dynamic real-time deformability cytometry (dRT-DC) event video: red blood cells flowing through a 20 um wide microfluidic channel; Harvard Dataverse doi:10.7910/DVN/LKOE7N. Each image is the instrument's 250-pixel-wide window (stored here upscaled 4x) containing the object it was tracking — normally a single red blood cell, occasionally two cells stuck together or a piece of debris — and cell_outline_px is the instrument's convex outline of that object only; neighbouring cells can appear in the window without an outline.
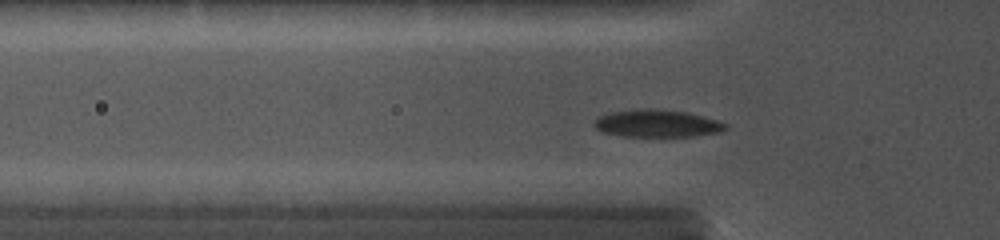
{"species": "common noctule bat (a hibernating species)", "species_latin": "Nyctalus noctula", "temperature_condition": "cold", "stored_images_in_passage": 31, "camera_frame_rate_fps": 5000, "um_per_image_px": 0.085, "animal": {"sex": "female", "body_mass_g": 19.0, "forearm_length_mm": 56.7}, "frame": {"image": 1, "passage_image": 8, "time_ms": 3.0, "image_size_px": [1000, 240], "cell_outline_px": [[728, 128], [720, 132], [692, 136], [624, 136], [604, 132], [596, 128], [592, 124], [600, 116], [612, 112], [636, 108], [656, 108], [688, 112], [704, 116], [728, 124]], "centroid_in_image_um": [55.88, 10.48], "position_along_channel_um": 69.9, "area_um2": 21.04}}
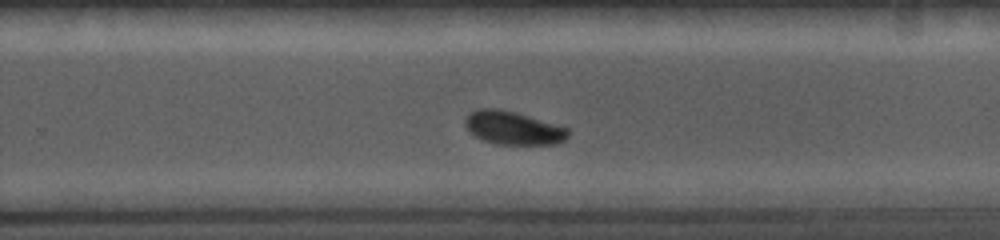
{"frame": {"image": 2, "passage_image": 21, "time_ms": 8.4, "image_size_px": [1000, 240], "cell_outline_px": [[568, 136], [564, 140], [556, 144], [496, 144], [484, 140], [476, 136], [464, 124], [464, 120], [476, 108], [496, 108], [516, 112], [568, 128]], "centroid_in_image_um": [43.62, 10.87], "position_along_channel_um": 286.2, "area_um2": 19.71}}
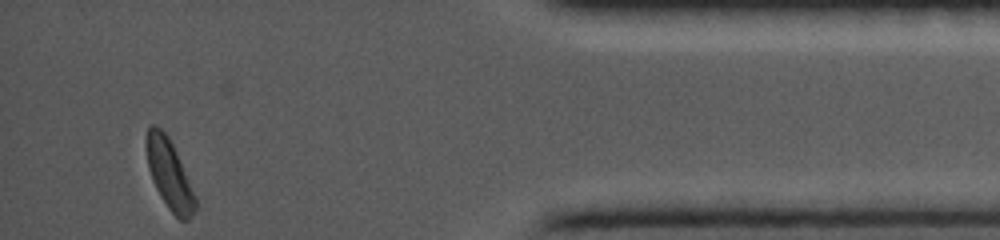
{"frame": {"image": 3, "passage_image": 31, "time_ms": 12.6, "image_size_px": [1000, 240], "cell_outline_px": [[196, 208], [188, 220], [180, 220], [168, 208], [160, 196], [152, 180], [148, 168], [144, 144], [144, 140], [148, 128], [152, 124], [156, 124], [168, 136], [176, 152], [196, 196]], "centroid_in_image_um": [14.35, 14.78], "position_along_channel_um": 420.8, "area_um2": 19.88}}